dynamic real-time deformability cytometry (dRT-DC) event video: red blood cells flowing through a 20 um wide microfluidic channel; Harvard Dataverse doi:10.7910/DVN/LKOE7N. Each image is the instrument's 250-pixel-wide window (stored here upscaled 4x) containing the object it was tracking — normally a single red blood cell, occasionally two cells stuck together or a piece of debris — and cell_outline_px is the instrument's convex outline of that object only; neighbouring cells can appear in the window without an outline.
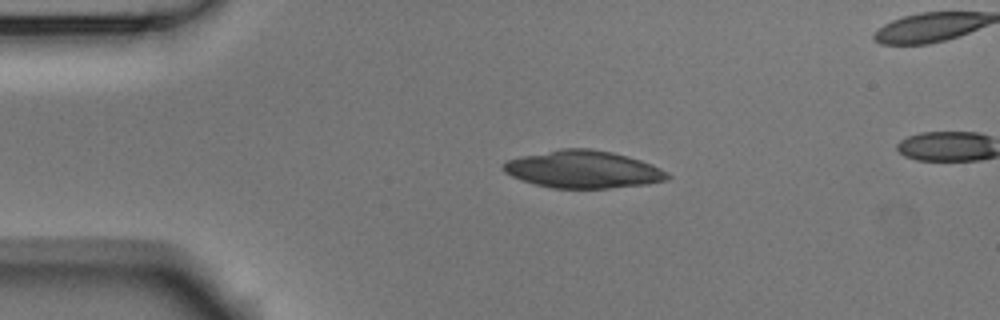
{"species": "Egyptian fruit bat (a non-hibernating species)", "species_latin": "Rousettus aegyptiacus", "temperature_condition": "room temperature", "stored_images_in_passage": 3, "camera_frame_rate_fps": 3000, "um_per_image_px": 0.085, "animal": {"sex": "male"}, "frame": {"image": 1, "passage_image": 1, "time_ms": 0.0, "image_size_px": [1000, 320], "cell_outline_px": [[672, 176], [668, 180], [644, 184], [608, 188], [552, 188], [536, 184], [512, 176], [504, 172], [500, 168], [500, 164], [508, 160], [520, 156], [560, 148], [588, 148], [612, 152], [628, 156], [652, 164], [668, 172]], "centroid_in_image_um": [49.56, 14.39], "position_along_channel_um": 35.4, "area_um2": 35.89}}